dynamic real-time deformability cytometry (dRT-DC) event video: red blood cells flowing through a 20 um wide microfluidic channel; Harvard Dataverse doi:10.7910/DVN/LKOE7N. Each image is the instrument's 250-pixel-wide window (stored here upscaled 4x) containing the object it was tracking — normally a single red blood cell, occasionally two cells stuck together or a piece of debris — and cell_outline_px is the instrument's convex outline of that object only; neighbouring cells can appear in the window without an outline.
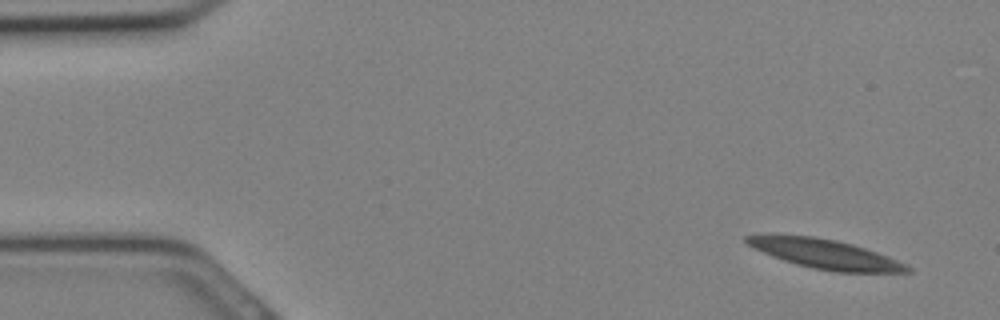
{"species": "Egyptian fruit bat (a non-hibernating species)", "species_latin": "Rousettus aegyptiacus", "temperature_condition": "cold", "stored_images_in_passage": 14, "camera_frame_rate_fps": 3000, "um_per_image_px": 0.085, "animal": {"sex": "female"}, "frame": {"image": 1, "passage_image": 1, "time_ms": 0.0, "image_size_px": [1000, 320], "cell_outline_px": [[912, 272], [832, 272], [812, 268], [796, 264], [772, 256], [752, 248], [744, 240], [744, 236], [768, 232], [812, 236], [836, 240], [852, 244], [876, 252], [896, 260], [912, 268]], "centroid_in_image_um": [70.01, 21.55], "position_along_channel_um": 15.0, "area_um2": 27.86}}
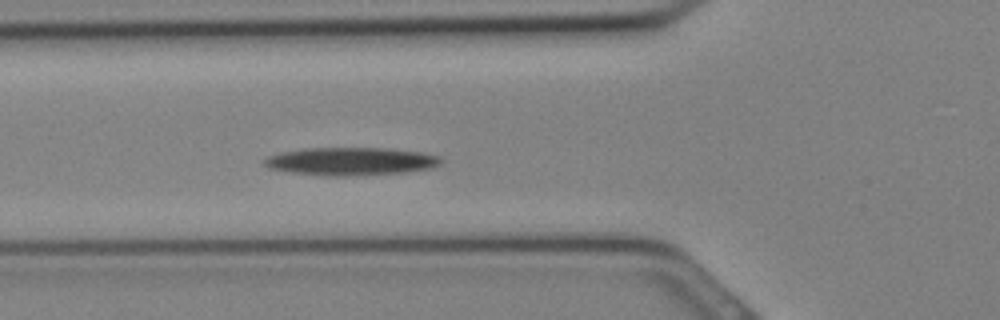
{"frame": {"image": 2, "passage_image": 10, "time_ms": 3.0, "image_size_px": [1000, 320], "cell_outline_px": [[444, 160], [440, 164], [432, 168], [404, 172], [348, 176], [332, 176], [288, 172], [268, 168], [264, 164], [264, 160], [268, 156], [280, 152], [304, 148], [388, 148], [420, 152], [440, 156]], "centroid_in_image_um": [29.82, 13.71], "position_along_channel_um": 96.0, "area_um2": 28.84}}
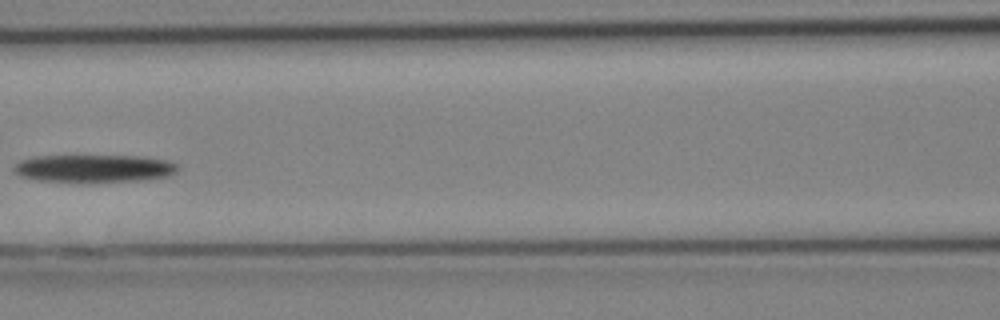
{"frame": {"image": 3, "passage_image": 13, "time_ms": 4.0, "image_size_px": [1000, 320], "cell_outline_px": [[180, 168], [176, 172], [168, 176], [144, 180], [92, 184], [84, 184], [32, 180], [20, 176], [12, 172], [12, 168], [20, 160], [36, 156], [148, 156], [168, 160], [180, 164]], "centroid_in_image_um": [8.0, 14.35], "position_along_channel_um": 158.6, "area_um2": 27.86}}